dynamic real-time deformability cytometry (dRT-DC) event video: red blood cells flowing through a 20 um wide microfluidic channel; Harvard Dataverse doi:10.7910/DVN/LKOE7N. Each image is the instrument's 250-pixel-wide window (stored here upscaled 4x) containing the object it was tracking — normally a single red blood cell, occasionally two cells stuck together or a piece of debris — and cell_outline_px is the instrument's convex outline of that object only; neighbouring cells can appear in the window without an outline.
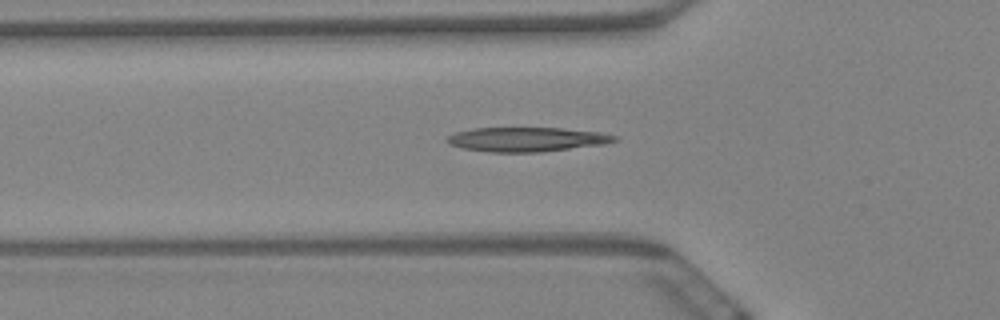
{"species": "Egyptian fruit bat (a non-hibernating species)", "species_latin": "Rousettus aegyptiacus", "temperature_condition": "warm", "stored_images_in_passage": 53, "camera_frame_rate_fps": 3000, "um_per_image_px": 0.085, "animal": {"sex": "female"}, "frame": {"image": 1, "passage_image": 20, "time_ms": 6.333, "image_size_px": [1000, 320], "cell_outline_px": [[616, 140], [604, 144], [540, 152], [488, 152], [460, 148], [448, 144], [448, 136], [456, 132], [472, 128], [560, 128], [600, 132], [616, 136]], "centroid_in_image_um": [44.73, 11.85], "position_along_channel_um": 81.1, "area_um2": 23.64}}
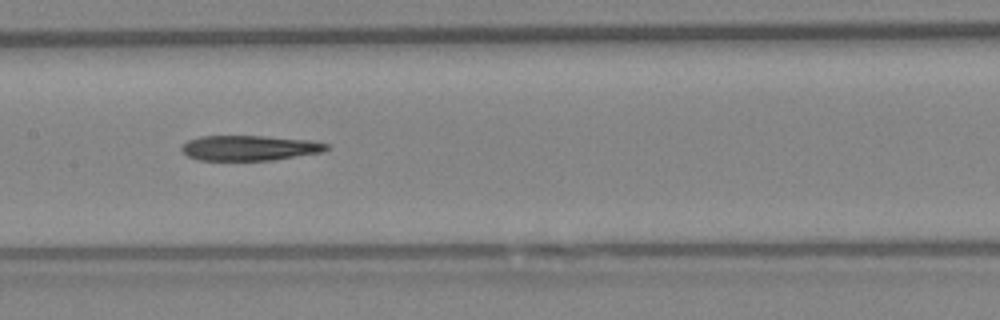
{"frame": {"image": 2, "passage_image": 29, "time_ms": 9.333, "image_size_px": [1000, 320], "cell_outline_px": [[328, 148], [324, 152], [272, 160], [196, 160], [188, 156], [180, 148], [188, 140], [200, 136], [264, 136], [312, 140], [328, 144]], "centroid_in_image_um": [21.22, 12.57], "position_along_channel_um": 186.2, "area_um2": 21.27}}
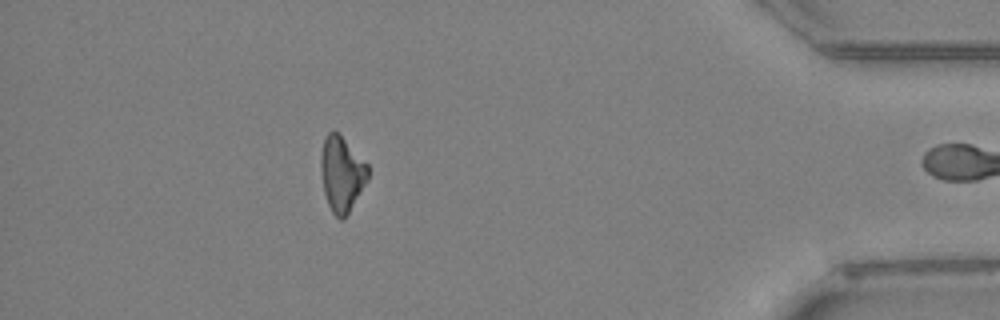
{"frame": {"image": 3, "passage_image": 52, "time_ms": 17.0, "image_size_px": [1000, 320], "cell_outline_px": [[368, 180], [344, 220], [340, 220], [332, 212], [328, 204], [324, 192], [320, 172], [320, 156], [324, 136], [332, 128], [368, 164]], "centroid_in_image_um": [29.02, 14.79], "position_along_channel_um": 406.2, "area_um2": 20.69}}